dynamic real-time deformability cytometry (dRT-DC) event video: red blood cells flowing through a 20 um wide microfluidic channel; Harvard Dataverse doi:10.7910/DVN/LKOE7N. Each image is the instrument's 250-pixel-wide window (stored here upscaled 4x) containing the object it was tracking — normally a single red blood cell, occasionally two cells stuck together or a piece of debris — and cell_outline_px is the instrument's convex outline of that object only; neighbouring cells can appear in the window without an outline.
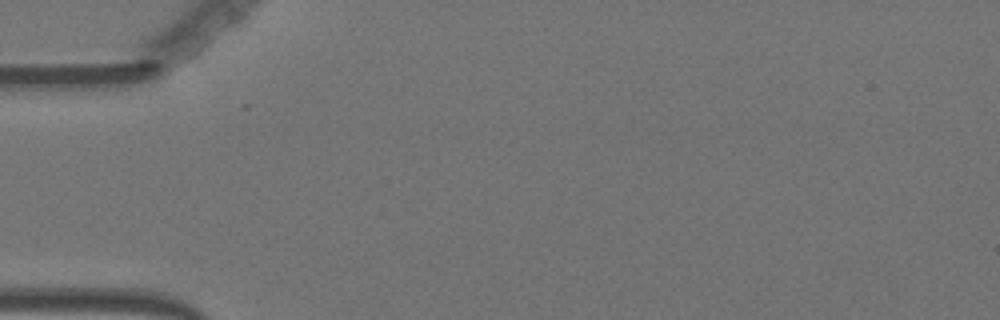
{"species": "Egyptian fruit bat (a non-hibernating species)", "species_latin": "Rousettus aegyptiacus", "temperature_condition": "warm", "stored_images_in_passage": 3, "camera_frame_rate_fps": 3000, "um_per_image_px": 0.085, "animal": {"sex": "female"}, "frame": {"image": 1, "passage_image": 1, "time_ms": 0.0, "image_size_px": [1000, 320], "cell_outline_px": [[252, 36], [248, 48], [208, 84], [196, 88], [188, 88], [180, 84], [236, 28], [244, 24], [252, 24]], "centroid_in_image_um": [18.75, 4.89], "position_along_channel_um": 66.2, "area_um2": 12.25}}